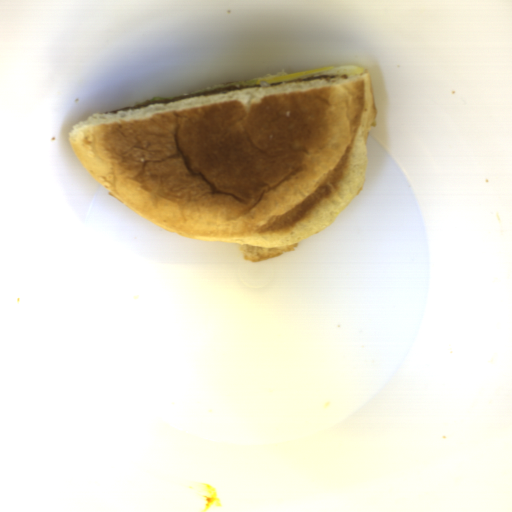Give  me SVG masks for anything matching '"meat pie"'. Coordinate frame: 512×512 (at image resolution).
I'll list each match as a JSON object with an SVG mask.
<instances>
[{
    "label": "meat pie",
    "instance_id": "1",
    "mask_svg": "<svg viewBox=\"0 0 512 512\" xmlns=\"http://www.w3.org/2000/svg\"><path fill=\"white\" fill-rule=\"evenodd\" d=\"M347 77L348 76L346 74H340V75L310 77V78L283 81V82H277V83L245 84V85L232 86V87H227V88H222V89H217V90H212V91H207V92H202V93H197V94L175 97V98L166 99V100L153 101V102H147V103H143V104H139V105L122 107V108H118L115 110L104 112V114H113V113H116L119 111H126V110H130V109H135V108H143L146 106H150L152 104H164V103H169V102H174V101L217 95V94H222V93H227V92H232V91H237V90H243V89L281 86V85L302 83V82H311V81H341V80L347 79Z\"/></svg>",
    "mask_w": 512,
    "mask_h": 512
}]
</instances>
